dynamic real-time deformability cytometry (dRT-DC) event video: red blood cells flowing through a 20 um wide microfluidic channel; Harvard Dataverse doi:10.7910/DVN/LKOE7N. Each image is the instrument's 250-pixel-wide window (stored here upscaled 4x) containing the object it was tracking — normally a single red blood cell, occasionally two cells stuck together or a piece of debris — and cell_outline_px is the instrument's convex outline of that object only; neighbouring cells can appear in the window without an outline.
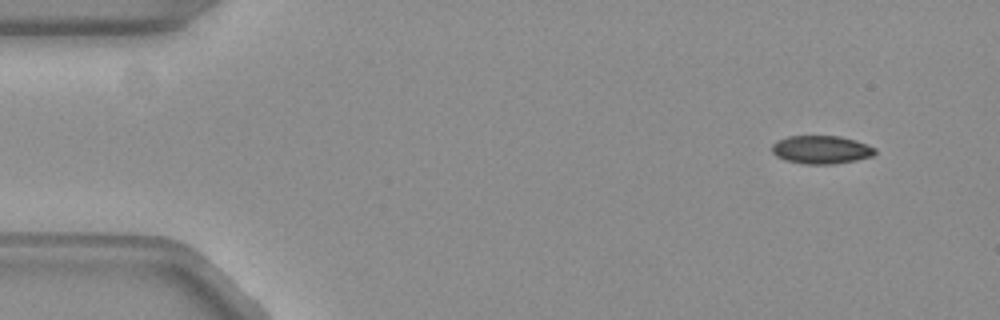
{"species": "common noctule bat (a hibernating species)", "species_latin": "Nyctalus noctula", "temperature_condition": "warm", "stored_images_in_passage": 13, "camera_frame_rate_fps": 3000, "um_per_image_px": 0.085, "animal": {"sex": "female", "body_mass_g": 19.3, "forearm_length_mm": 54.1}, "frame": {"image": 1, "passage_image": 4, "time_ms": 1.0, "image_size_px": [1000, 320], "cell_outline_px": [[876, 152], [872, 156], [856, 160], [832, 164], [804, 164], [788, 160], [776, 156], [772, 152], [772, 144], [788, 136], [836, 136], [852, 140], [876, 148]], "centroid_in_image_um": [69.79, 12.73], "position_along_channel_um": 15.2, "area_um2": 16.59}}